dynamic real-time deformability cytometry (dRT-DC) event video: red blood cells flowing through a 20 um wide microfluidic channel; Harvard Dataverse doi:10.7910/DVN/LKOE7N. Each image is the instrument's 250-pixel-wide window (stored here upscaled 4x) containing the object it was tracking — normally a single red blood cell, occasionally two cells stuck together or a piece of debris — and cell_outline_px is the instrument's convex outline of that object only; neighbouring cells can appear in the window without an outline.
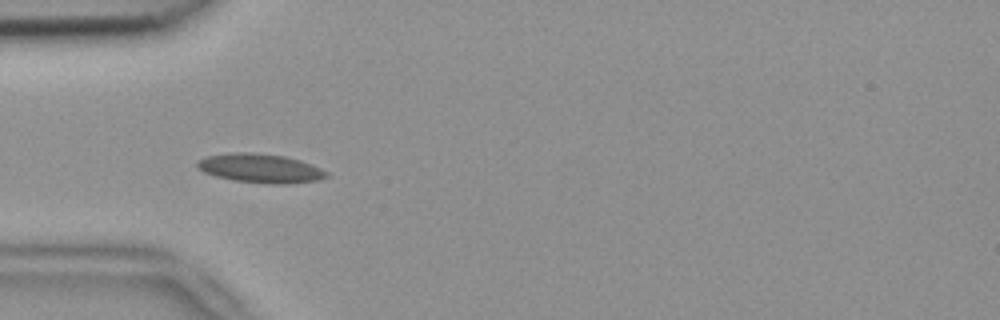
{"species": "common noctule bat (a hibernating species)", "species_latin": "Nyctalus noctula", "temperature_condition": "room temperature", "stored_images_in_passage": 38, "camera_frame_rate_fps": 3000, "um_per_image_px": 0.085, "animal": {"sex": "female", "body_mass_g": 18.4}, "frame": {"image": 1, "passage_image": 1, "time_ms": 0.0, "image_size_px": [1000, 320], "cell_outline_px": [[332, 176], [320, 180], [292, 184], [268, 184], [236, 180], [216, 176], [204, 172], [196, 168], [196, 160], [208, 156], [228, 152], [252, 152], [284, 156], [300, 160], [312, 164], [328, 172]], "centroid_in_image_um": [22.17, 14.3], "position_along_channel_um": 62.8, "area_um2": 22.2}}
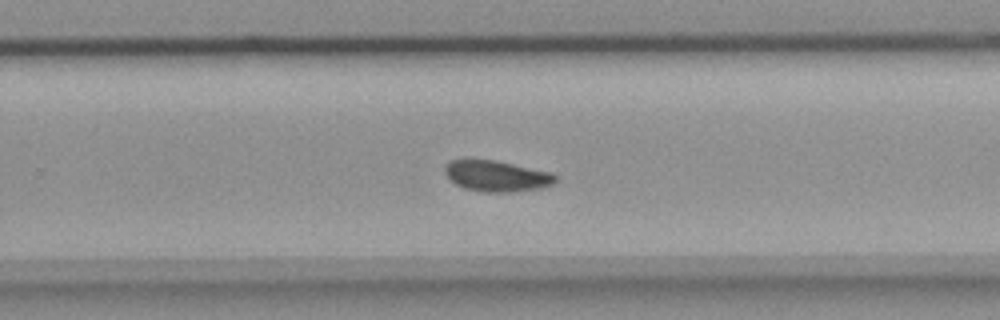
{"frame": {"image": 2, "passage_image": 19, "time_ms": 6.0, "image_size_px": [1000, 320], "cell_outline_px": [[560, 180], [556, 184], [540, 188], [512, 192], [480, 192], [464, 188], [456, 184], [444, 172], [444, 164], [452, 160], [496, 160], [552, 172], [560, 176]], "centroid_in_image_um": [42.3, 14.97], "position_along_channel_um": 287.5, "area_um2": 20.29}}
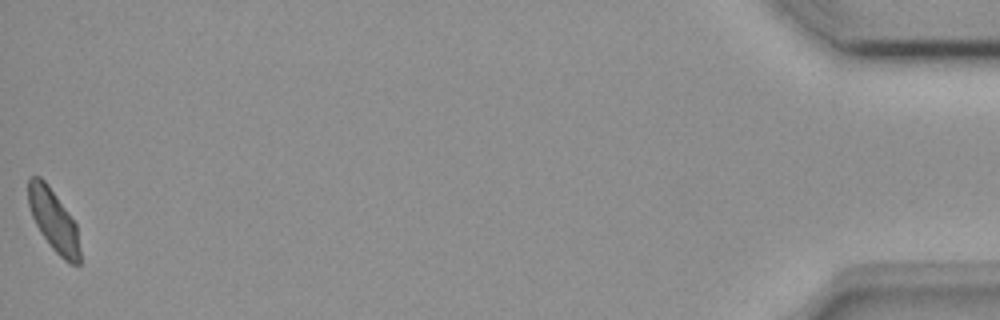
{"frame": {"image": 3, "passage_image": 38, "time_ms": 12.333, "image_size_px": [1000, 320], "cell_outline_px": [[80, 264], [72, 264], [64, 260], [52, 248], [40, 232], [32, 216], [28, 204], [28, 176], [40, 176], [48, 184], [76, 224], [80, 248]], "centroid_in_image_um": [4.54, 18.72], "position_along_channel_um": 430.7, "area_um2": 18.5}, "authors_computed_cell_mechanics": {"area_um2": 19.8254, "velocity_mm_per_s": 3.7802, "shape_relaxation_time_tau1_ms": null, "shape_relaxation_time_tau2_ms": 6.7202, "deformation_change_tau1": null, "deformation_change_tau2": 0.0827}}